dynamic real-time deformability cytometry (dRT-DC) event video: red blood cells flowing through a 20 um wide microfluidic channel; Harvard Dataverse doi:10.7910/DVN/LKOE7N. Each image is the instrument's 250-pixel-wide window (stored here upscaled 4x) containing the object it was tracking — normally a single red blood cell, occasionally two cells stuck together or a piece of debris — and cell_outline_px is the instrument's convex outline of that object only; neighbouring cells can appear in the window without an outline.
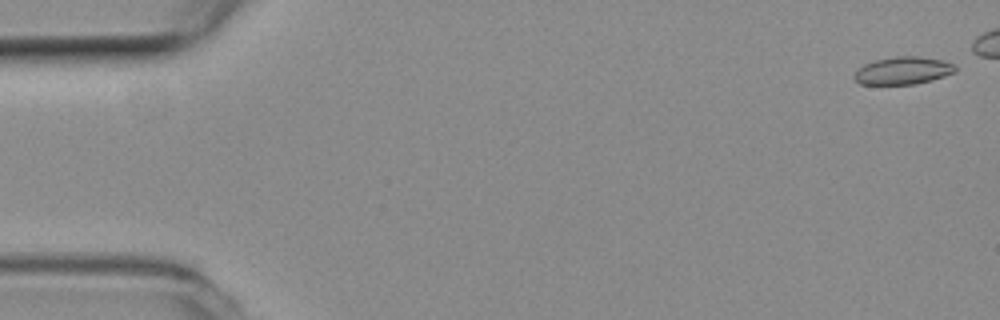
{"species": "common noctule bat (a hibernating species)", "species_latin": "Nyctalus noctula", "temperature_condition": "room temperature", "stored_images_in_passage": 44, "camera_frame_rate_fps": 3000, "um_per_image_px": 0.085, "animal": {"sex": "female", "body_mass_g": 19.3, "forearm_length_mm": 54.1}, "frame": {"image": 1, "passage_image": 2, "time_ms": 0.333, "image_size_px": [1000, 320], "cell_outline_px": [[956, 72], [932, 80], [912, 84], [860, 84], [852, 76], [864, 64], [876, 60], [896, 56], [920, 56], [940, 60], [952, 64], [956, 68]], "centroid_in_image_um": [76.75, 6.0], "position_along_channel_um": 8.3, "area_um2": 16.01}}
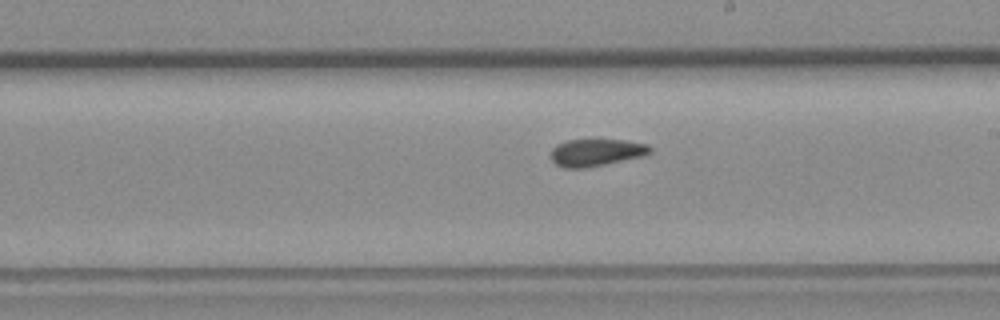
{"frame": {"image": 2, "passage_image": 31, "time_ms": 10.0, "image_size_px": [1000, 320], "cell_outline_px": [[652, 152], [644, 156], [584, 168], [564, 168], [556, 164], [552, 160], [552, 148], [556, 144], [568, 140], [624, 140], [648, 144], [652, 148]], "centroid_in_image_um": [50.7, 12.96], "position_along_channel_um": 238.3, "area_um2": 15.66}}
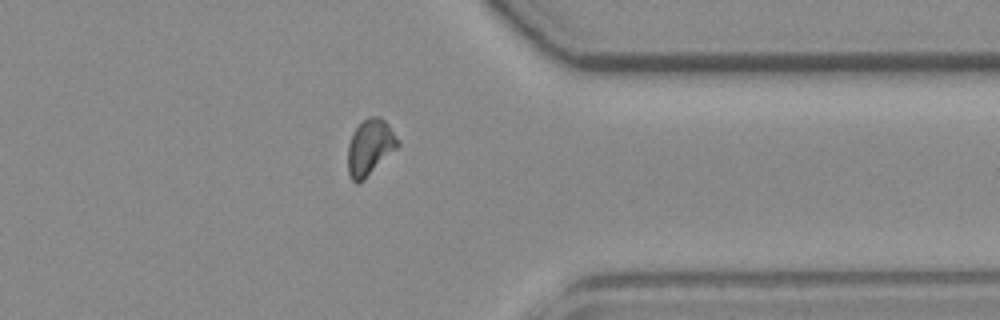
{"frame": {"image": 3, "passage_image": 43, "time_ms": 14.0, "image_size_px": [1000, 320], "cell_outline_px": [[400, 144], [396, 148], [356, 184], [352, 180], [348, 172], [348, 144], [352, 132], [368, 116], [380, 116], [388, 124], [400, 140]], "centroid_in_image_um": [31.44, 12.45], "position_along_channel_um": 380.0, "area_um2": 15.78}}